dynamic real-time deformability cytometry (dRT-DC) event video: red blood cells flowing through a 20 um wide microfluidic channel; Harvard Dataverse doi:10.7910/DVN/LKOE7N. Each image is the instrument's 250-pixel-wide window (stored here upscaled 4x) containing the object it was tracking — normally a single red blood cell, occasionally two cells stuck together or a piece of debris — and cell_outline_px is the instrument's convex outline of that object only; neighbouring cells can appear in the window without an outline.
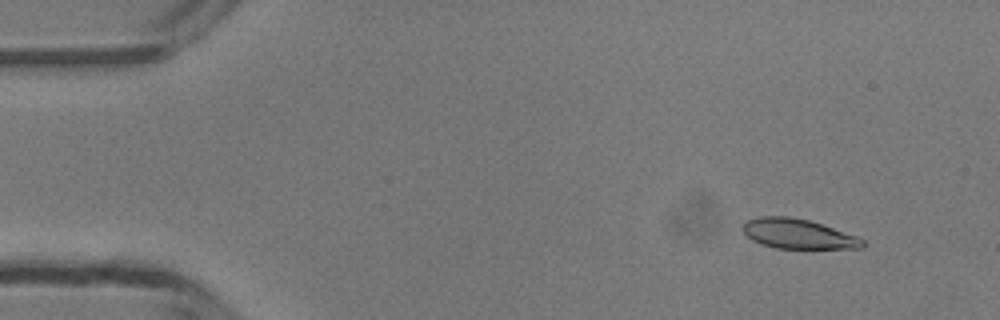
{"species": "common noctule bat (a hibernating species)", "species_latin": "Nyctalus noctula", "temperature_condition": "room temperature", "stored_images_in_passage": 49, "camera_frame_rate_fps": 3000, "um_per_image_px": 0.085, "animal": {"sex": "male", "body_mass_g": 13.3}, "frame": {"image": 1, "passage_image": 5, "time_ms": 1.333, "image_size_px": [1000, 320], "cell_outline_px": [[864, 248], [776, 248], [760, 244], [752, 240], [740, 228], [748, 220], [760, 216], [788, 216], [808, 220], [856, 236], [864, 240]], "centroid_in_image_um": [67.79, 19.88], "position_along_channel_um": 17.2, "area_um2": 20.52}}
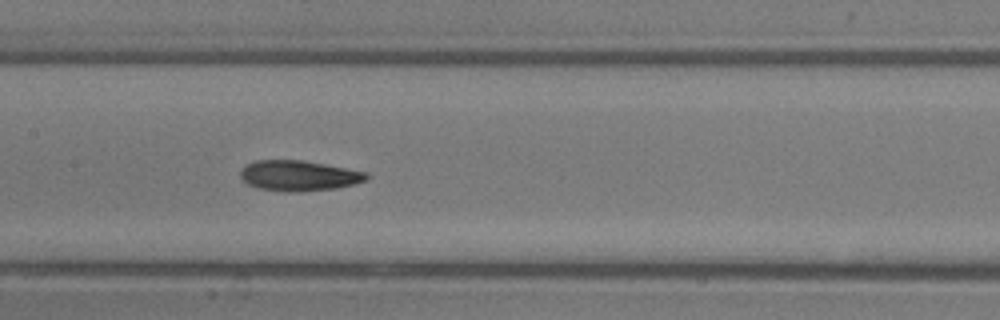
{"frame": {"image": 2, "passage_image": 24, "time_ms": 7.667, "image_size_px": [1000, 320], "cell_outline_px": [[368, 180], [356, 184], [336, 188], [300, 192], [288, 192], [260, 188], [248, 184], [240, 176], [240, 172], [248, 164], [256, 160], [300, 160], [324, 164], [368, 172]], "centroid_in_image_um": [25.45, 14.94], "position_along_channel_um": 182.0, "area_um2": 22.25}}
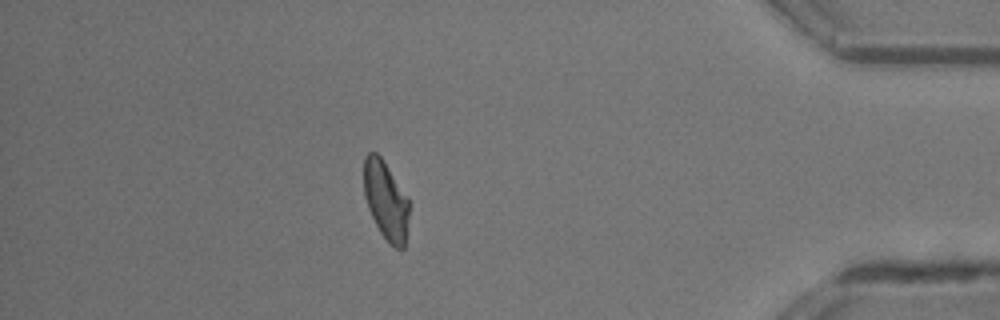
{"frame": {"image": 3, "passage_image": 43, "time_ms": 14.0, "image_size_px": [1000, 320], "cell_outline_px": [[408, 216], [404, 248], [396, 248], [380, 232], [368, 208], [364, 196], [364, 156], [368, 152], [376, 152], [380, 156], [408, 196]], "centroid_in_image_um": [32.78, 16.99], "position_along_channel_um": 402.4, "area_um2": 20.4}, "authors_computed_cell_mechanics": {"area_um2": 21.7906, "velocity_mm_per_s": 4.2036, "shape_relaxation_time_tau1_ms": 6.5707, "shape_relaxation_time_tau2_ms": 3.1296, "deformation_change_tau1": 0.1823, "deformation_change_tau2": 0.0942}}